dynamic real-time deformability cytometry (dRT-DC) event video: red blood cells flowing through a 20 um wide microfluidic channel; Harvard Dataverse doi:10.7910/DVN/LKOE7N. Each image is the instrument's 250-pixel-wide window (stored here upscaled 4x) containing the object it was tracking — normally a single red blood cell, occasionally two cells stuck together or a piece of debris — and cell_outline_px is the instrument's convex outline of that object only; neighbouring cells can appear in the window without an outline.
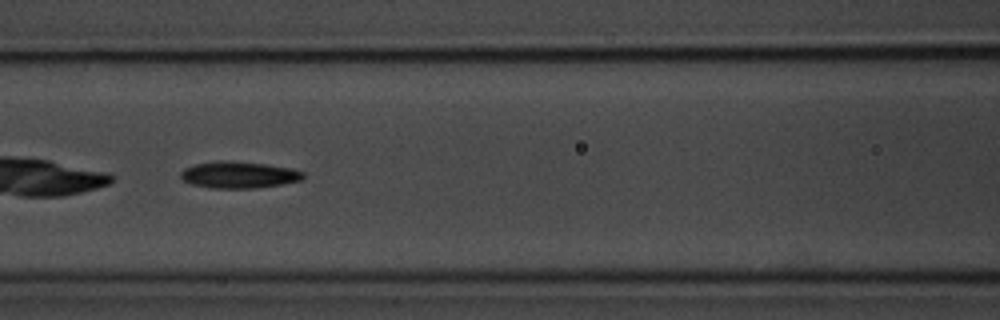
{"species": "common noctule bat (a hibernating species)", "species_latin": "Nyctalus noctula", "temperature_condition": "room temperature", "stored_images_in_passage": 40, "camera_frame_rate_fps": 3000, "um_per_image_px": 0.085, "animal": {"sex": "male", "body_mass_g": 20.1, "forearm_length_mm": 53.5}, "frame": {"image": 1, "passage_image": 12, "time_ms": 3.667, "image_size_px": [1000, 320], "cell_outline_px": [[304, 176], [300, 180], [280, 184], [256, 188], [212, 188], [192, 184], [184, 180], [180, 176], [180, 172], [184, 168], [196, 164], [216, 160], [220, 160], [264, 164], [292, 168], [304, 172]], "centroid_in_image_um": [20.28, 14.86], "position_along_channel_um": 146.3, "area_um2": 18.84}, "authors_computed_cell_mechanics": {"area_um2": 18.3804, "velocity_mm_per_s": 3.6812, "shape_relaxation_time_tau1_ms": 3.6107, "shape_relaxation_time_tau2_ms": null, "deformation_change_tau1": 0.1514, "deformation_change_tau2": null}}